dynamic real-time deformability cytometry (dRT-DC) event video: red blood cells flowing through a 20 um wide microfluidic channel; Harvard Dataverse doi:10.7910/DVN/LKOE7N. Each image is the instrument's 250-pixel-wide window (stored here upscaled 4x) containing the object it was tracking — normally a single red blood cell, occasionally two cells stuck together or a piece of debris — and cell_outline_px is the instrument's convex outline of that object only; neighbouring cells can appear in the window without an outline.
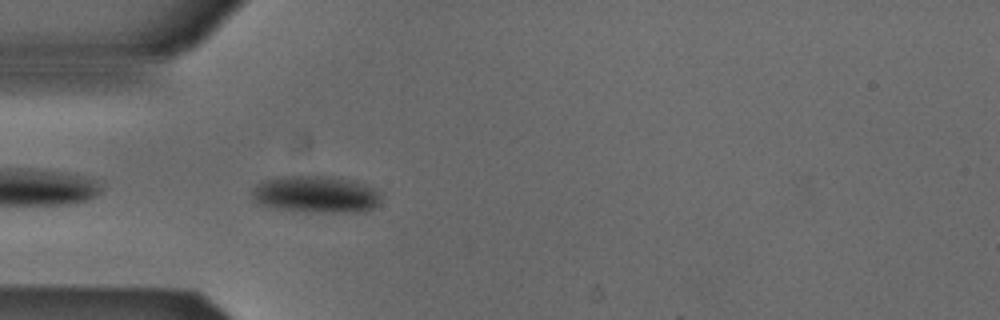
{"species": "Egyptian fruit bat (a non-hibernating species)", "species_latin": "Rousettus aegyptiacus", "temperature_condition": "cold", "stored_images_in_passage": 4, "camera_frame_rate_fps": 3000, "um_per_image_px": 0.085, "animal": {"sex": "male"}, "frame": {"image": 1, "passage_image": 4, "time_ms": 1.0, "image_size_px": [1000, 320], "cell_outline_px": [[380, 200], [368, 212], [304, 212], [276, 208], [260, 204], [252, 196], [252, 188], [256, 184], [264, 180], [276, 176], [332, 176], [356, 180], [380, 192]], "centroid_in_image_um": [26.85, 16.51], "position_along_channel_um": 58.1, "area_um2": 28.09}}